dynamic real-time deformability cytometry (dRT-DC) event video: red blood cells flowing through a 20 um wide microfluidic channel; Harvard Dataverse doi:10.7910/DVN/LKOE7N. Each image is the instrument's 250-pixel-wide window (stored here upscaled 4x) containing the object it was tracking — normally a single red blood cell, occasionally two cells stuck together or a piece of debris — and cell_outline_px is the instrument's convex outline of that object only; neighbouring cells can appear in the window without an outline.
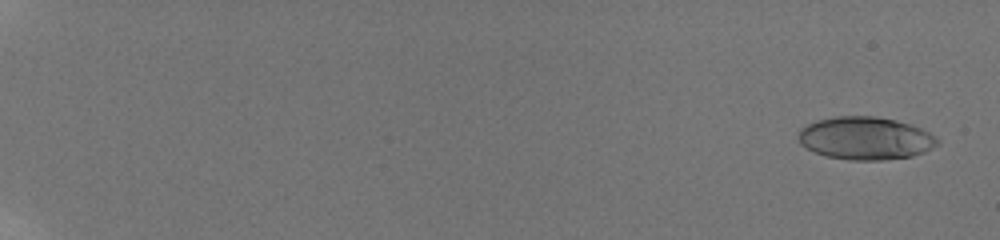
{"species": "human", "species_latin": "Homo sapiens", "temperature_condition": "room temperature", "stored_images_in_passage": 37, "camera_frame_rate_fps": 3000, "um_per_image_px": 0.085, "donor": {"sex": "male"}, "frame": {"image": 1, "passage_image": 3, "time_ms": 0.667, "image_size_px": [1000, 240], "cell_outline_px": [[940, 140], [932, 148], [924, 152], [912, 156], [880, 160], [848, 160], [828, 156], [816, 152], [800, 144], [800, 128], [816, 120], [836, 116], [876, 116], [896, 120], [920, 128], [936, 136]], "centroid_in_image_um": [73.57, 11.74], "position_along_channel_um": 11.4, "area_um2": 34.45}}
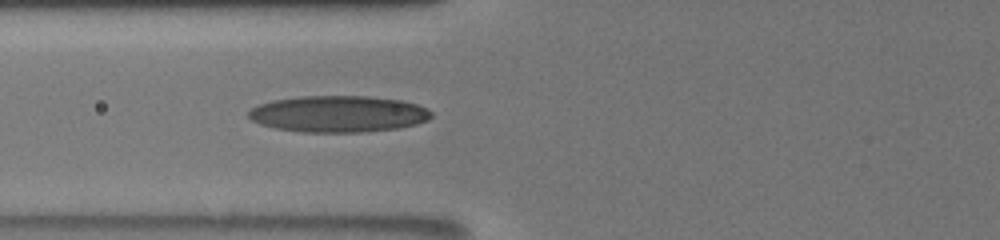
{"frame": {"image": 2, "passage_image": 26, "time_ms": 8.333, "image_size_px": [1000, 240], "cell_outline_px": [[432, 116], [428, 120], [416, 124], [400, 128], [360, 132], [304, 132], [276, 128], [260, 124], [252, 120], [248, 116], [248, 112], [252, 108], [260, 104], [272, 100], [304, 96], [368, 96], [400, 100], [416, 104], [428, 108], [432, 112]], "centroid_in_image_um": [28.78, 9.68], "position_along_channel_um": 97.0, "area_um2": 38.84}}
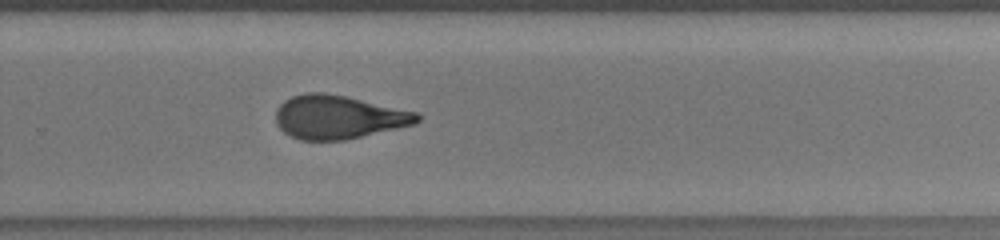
{"frame": {"image": 3, "passage_image": 37, "time_ms": 12.0, "image_size_px": [1000, 240], "cell_outline_px": [[420, 120], [412, 124], [396, 128], [344, 140], [300, 140], [284, 132], [276, 124], [276, 108], [284, 100], [292, 96], [304, 92], [324, 92], [344, 96], [420, 112]], "centroid_in_image_um": [28.73, 9.94], "position_along_channel_um": 301.1, "area_um2": 35.78}}